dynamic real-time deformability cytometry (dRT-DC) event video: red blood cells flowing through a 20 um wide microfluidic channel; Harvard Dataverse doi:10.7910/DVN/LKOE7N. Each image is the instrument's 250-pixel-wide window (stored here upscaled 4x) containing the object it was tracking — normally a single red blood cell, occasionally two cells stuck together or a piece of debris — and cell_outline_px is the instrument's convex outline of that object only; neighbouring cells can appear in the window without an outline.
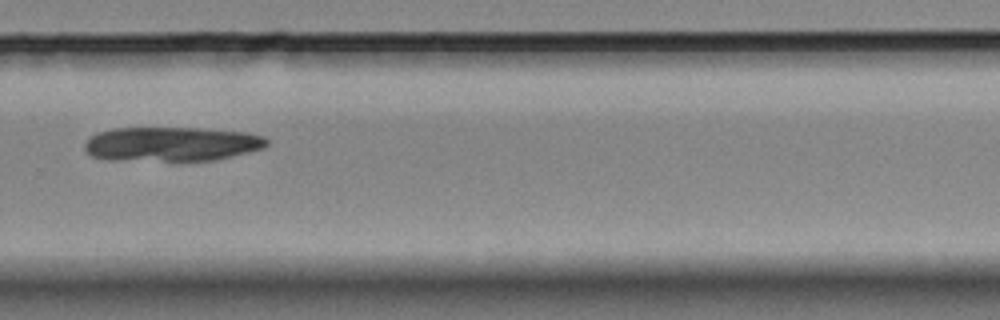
{"species": "Egyptian fruit bat (a non-hibernating species)", "species_latin": "Rousettus aegyptiacus", "temperature_condition": "room temperature", "stored_images_in_passage": 34, "camera_frame_rate_fps": 3000, "um_per_image_px": 0.085, "animal": {"sex": "female"}, "frame": {"image": 1, "passage_image": 23, "time_ms": 7.333, "image_size_px": [1000, 320], "cell_outline_px": [[268, 144], [264, 148], [212, 160], [108, 160], [92, 156], [84, 148], [84, 144], [96, 132], [112, 128], [196, 128], [248, 132], [264, 136], [268, 140]], "centroid_in_image_um": [14.57, 12.23], "position_along_channel_um": 315.2, "area_um2": 36.36}}
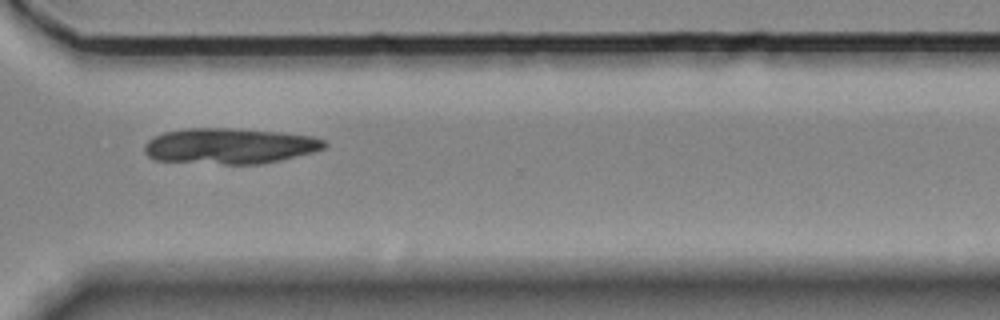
{"frame": {"image": 2, "passage_image": 26, "time_ms": 8.333, "image_size_px": [1000, 320], "cell_outline_px": [[328, 144], [324, 148], [312, 152], [280, 160], [260, 164], [224, 164], [152, 160], [144, 152], [144, 144], [152, 136], [164, 132], [184, 128], [228, 128], [284, 132], [312, 136], [324, 140]], "centroid_in_image_um": [19.48, 12.4], "position_along_channel_um": 351.1, "area_um2": 37.69}}